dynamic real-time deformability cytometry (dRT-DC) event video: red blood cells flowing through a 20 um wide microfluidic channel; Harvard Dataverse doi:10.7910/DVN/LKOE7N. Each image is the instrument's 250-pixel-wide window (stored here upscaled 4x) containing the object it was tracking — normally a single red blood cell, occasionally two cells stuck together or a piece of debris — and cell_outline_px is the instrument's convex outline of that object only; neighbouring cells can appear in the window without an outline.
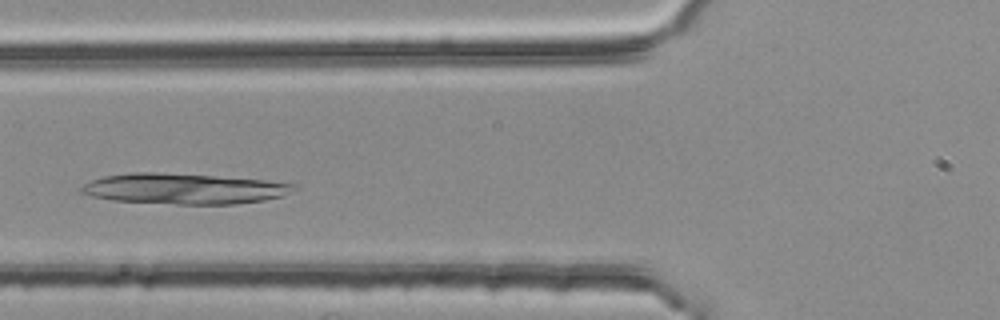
{"species": "common noctule bat (a hibernating species)", "species_latin": "Nyctalus noctula", "temperature_condition": "room temperature", "stored_images_in_passage": 4, "camera_frame_rate_fps": 3000, "um_per_image_px": 0.085, "animal": {"sex": "female", "body_mass_g": 25.1}, "frame": {"image": 1, "passage_image": 4, "time_ms": 1.0, "image_size_px": [1000, 320], "cell_outline_px": [[300, 188], [284, 196], [264, 200], [236, 204], [176, 204], [112, 200], [92, 196], [80, 192], [80, 188], [84, 184], [92, 180], [104, 176], [132, 172], [152, 172], [216, 176], [268, 180], [296, 184]], "centroid_in_image_um": [15.7, 16.04], "position_along_channel_um": 110.1, "area_um2": 38.03}}